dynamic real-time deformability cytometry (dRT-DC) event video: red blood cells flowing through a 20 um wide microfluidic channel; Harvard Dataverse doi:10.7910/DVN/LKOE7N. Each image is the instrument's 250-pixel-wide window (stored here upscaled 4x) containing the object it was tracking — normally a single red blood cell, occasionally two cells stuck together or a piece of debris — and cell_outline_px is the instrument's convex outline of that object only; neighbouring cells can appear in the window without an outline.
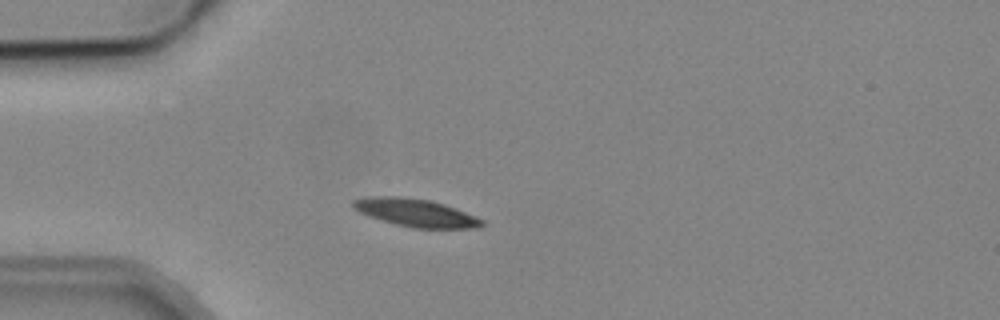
{"species": "common noctule bat (a hibernating species)", "species_latin": "Nyctalus noctula", "temperature_condition": "cold", "stored_images_in_passage": 4, "camera_frame_rate_fps": 3000, "um_per_image_px": 0.085, "animal": {"sex": "male", "body_mass_g": 19.2, "forearm_length_mm": 51.8}, "frame": {"image": 1, "passage_image": 4, "time_ms": 3.333, "image_size_px": [1000, 320], "cell_outline_px": [[484, 224], [476, 228], [412, 228], [396, 224], [368, 216], [352, 208], [352, 200], [368, 196], [396, 196], [432, 200], [456, 208], [476, 216], [484, 220]], "centroid_in_image_um": [35.32, 18.07], "position_along_channel_um": 49.7, "area_um2": 20.98}}